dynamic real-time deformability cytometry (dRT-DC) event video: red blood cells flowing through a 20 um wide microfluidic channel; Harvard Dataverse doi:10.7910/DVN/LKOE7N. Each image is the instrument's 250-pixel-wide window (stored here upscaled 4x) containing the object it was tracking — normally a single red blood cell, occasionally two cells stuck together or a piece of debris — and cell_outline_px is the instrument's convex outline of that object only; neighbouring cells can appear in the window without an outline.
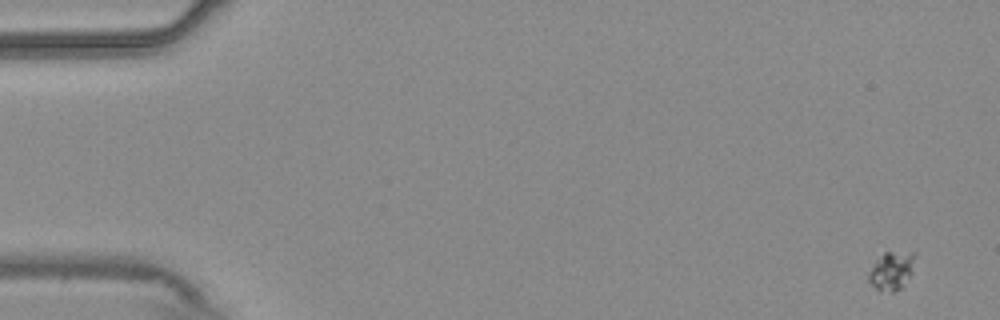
{"species": "common noctule bat (a hibernating species)", "species_latin": "Nyctalus noctula", "temperature_condition": "warm", "stored_images_in_passage": 12, "camera_frame_rate_fps": 3000, "um_per_image_px": 0.085, "animal": {"sex": "male", "body_mass_g": 20.4}, "frame": {"image": 1, "passage_image": 2, "time_ms": 0.333, "image_size_px": [1000, 320], "cell_outline_px": [[916, 252], [912, 272], [900, 288], [892, 292], [880, 292], [868, 280], [868, 276], [876, 260], [884, 252]], "centroid_in_image_um": [75.79, 23.01], "position_along_channel_um": 9.2, "area_um2": 10.17}}